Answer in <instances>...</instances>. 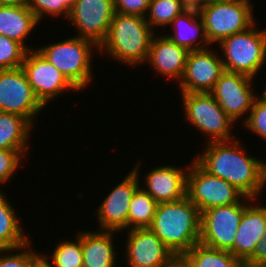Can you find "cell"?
Here are the masks:
<instances>
[{
	"label": "cell",
	"instance_id": "1",
	"mask_svg": "<svg viewBox=\"0 0 266 267\" xmlns=\"http://www.w3.org/2000/svg\"><path fill=\"white\" fill-rule=\"evenodd\" d=\"M234 138L206 141L203 153L196 154L194 160L209 174L229 182L245 197L258 199L266 187V161L247 154L238 138Z\"/></svg>",
	"mask_w": 266,
	"mask_h": 267
},
{
	"label": "cell",
	"instance_id": "2",
	"mask_svg": "<svg viewBox=\"0 0 266 267\" xmlns=\"http://www.w3.org/2000/svg\"><path fill=\"white\" fill-rule=\"evenodd\" d=\"M149 228L180 259L199 243L201 212L187 196L175 202L159 203Z\"/></svg>",
	"mask_w": 266,
	"mask_h": 267
},
{
	"label": "cell",
	"instance_id": "3",
	"mask_svg": "<svg viewBox=\"0 0 266 267\" xmlns=\"http://www.w3.org/2000/svg\"><path fill=\"white\" fill-rule=\"evenodd\" d=\"M157 30H152L145 17L114 13L105 40L98 53L135 67L146 62L151 41Z\"/></svg>",
	"mask_w": 266,
	"mask_h": 267
},
{
	"label": "cell",
	"instance_id": "4",
	"mask_svg": "<svg viewBox=\"0 0 266 267\" xmlns=\"http://www.w3.org/2000/svg\"><path fill=\"white\" fill-rule=\"evenodd\" d=\"M36 49L80 92L91 83L94 75L92 54L99 49L93 41L72 36Z\"/></svg>",
	"mask_w": 266,
	"mask_h": 267
},
{
	"label": "cell",
	"instance_id": "5",
	"mask_svg": "<svg viewBox=\"0 0 266 267\" xmlns=\"http://www.w3.org/2000/svg\"><path fill=\"white\" fill-rule=\"evenodd\" d=\"M221 60L227 71L255 79L266 63V28L259 30L254 23L247 30L224 38L218 44Z\"/></svg>",
	"mask_w": 266,
	"mask_h": 267
},
{
	"label": "cell",
	"instance_id": "6",
	"mask_svg": "<svg viewBox=\"0 0 266 267\" xmlns=\"http://www.w3.org/2000/svg\"><path fill=\"white\" fill-rule=\"evenodd\" d=\"M181 95L186 121L205 135L208 142L234 139L232 128L236 123L219 106L211 93Z\"/></svg>",
	"mask_w": 266,
	"mask_h": 267
},
{
	"label": "cell",
	"instance_id": "7",
	"mask_svg": "<svg viewBox=\"0 0 266 267\" xmlns=\"http://www.w3.org/2000/svg\"><path fill=\"white\" fill-rule=\"evenodd\" d=\"M251 0H227L205 6L202 21L209 44L243 32L255 23Z\"/></svg>",
	"mask_w": 266,
	"mask_h": 267
},
{
	"label": "cell",
	"instance_id": "8",
	"mask_svg": "<svg viewBox=\"0 0 266 267\" xmlns=\"http://www.w3.org/2000/svg\"><path fill=\"white\" fill-rule=\"evenodd\" d=\"M252 200L244 196L238 203L213 207L201 212L199 243L230 252L244 209Z\"/></svg>",
	"mask_w": 266,
	"mask_h": 267
},
{
	"label": "cell",
	"instance_id": "9",
	"mask_svg": "<svg viewBox=\"0 0 266 267\" xmlns=\"http://www.w3.org/2000/svg\"><path fill=\"white\" fill-rule=\"evenodd\" d=\"M186 196L200 212L238 203L244 197L229 182L209 174L194 159L187 171Z\"/></svg>",
	"mask_w": 266,
	"mask_h": 267
},
{
	"label": "cell",
	"instance_id": "10",
	"mask_svg": "<svg viewBox=\"0 0 266 267\" xmlns=\"http://www.w3.org/2000/svg\"><path fill=\"white\" fill-rule=\"evenodd\" d=\"M43 109L22 67L0 70V112L24 117L34 126Z\"/></svg>",
	"mask_w": 266,
	"mask_h": 267
},
{
	"label": "cell",
	"instance_id": "11",
	"mask_svg": "<svg viewBox=\"0 0 266 267\" xmlns=\"http://www.w3.org/2000/svg\"><path fill=\"white\" fill-rule=\"evenodd\" d=\"M28 83L39 101L47 107L56 97L62 96L68 91L79 92V90L48 60H46L37 49L26 53L22 64ZM53 99V100H52Z\"/></svg>",
	"mask_w": 266,
	"mask_h": 267
},
{
	"label": "cell",
	"instance_id": "12",
	"mask_svg": "<svg viewBox=\"0 0 266 267\" xmlns=\"http://www.w3.org/2000/svg\"><path fill=\"white\" fill-rule=\"evenodd\" d=\"M121 180L113 190L103 199L95 213L99 223V230L122 232L128 230L129 204L140 185V164Z\"/></svg>",
	"mask_w": 266,
	"mask_h": 267
},
{
	"label": "cell",
	"instance_id": "13",
	"mask_svg": "<svg viewBox=\"0 0 266 267\" xmlns=\"http://www.w3.org/2000/svg\"><path fill=\"white\" fill-rule=\"evenodd\" d=\"M125 250L129 267H171L178 258L150 228L127 230Z\"/></svg>",
	"mask_w": 266,
	"mask_h": 267
},
{
	"label": "cell",
	"instance_id": "14",
	"mask_svg": "<svg viewBox=\"0 0 266 267\" xmlns=\"http://www.w3.org/2000/svg\"><path fill=\"white\" fill-rule=\"evenodd\" d=\"M114 0H75L68 17L79 38L93 41L98 47L105 40L114 16Z\"/></svg>",
	"mask_w": 266,
	"mask_h": 267
},
{
	"label": "cell",
	"instance_id": "15",
	"mask_svg": "<svg viewBox=\"0 0 266 267\" xmlns=\"http://www.w3.org/2000/svg\"><path fill=\"white\" fill-rule=\"evenodd\" d=\"M254 80L246 75L225 70L210 92L235 123L252 109L257 96L255 91L253 92Z\"/></svg>",
	"mask_w": 266,
	"mask_h": 267
},
{
	"label": "cell",
	"instance_id": "16",
	"mask_svg": "<svg viewBox=\"0 0 266 267\" xmlns=\"http://www.w3.org/2000/svg\"><path fill=\"white\" fill-rule=\"evenodd\" d=\"M210 47L190 51L179 82L181 93H210L225 71L221 56Z\"/></svg>",
	"mask_w": 266,
	"mask_h": 267
},
{
	"label": "cell",
	"instance_id": "17",
	"mask_svg": "<svg viewBox=\"0 0 266 267\" xmlns=\"http://www.w3.org/2000/svg\"><path fill=\"white\" fill-rule=\"evenodd\" d=\"M182 168L173 165L157 166L141 178L145 181L144 187L146 186L142 188L158 204L181 200L186 196L189 165L187 164L185 168L182 166Z\"/></svg>",
	"mask_w": 266,
	"mask_h": 267
},
{
	"label": "cell",
	"instance_id": "18",
	"mask_svg": "<svg viewBox=\"0 0 266 267\" xmlns=\"http://www.w3.org/2000/svg\"><path fill=\"white\" fill-rule=\"evenodd\" d=\"M255 201L260 202L259 199H253L255 206L250 202L245 207L230 251L242 264L253 255L266 232V205Z\"/></svg>",
	"mask_w": 266,
	"mask_h": 267
},
{
	"label": "cell",
	"instance_id": "19",
	"mask_svg": "<svg viewBox=\"0 0 266 267\" xmlns=\"http://www.w3.org/2000/svg\"><path fill=\"white\" fill-rule=\"evenodd\" d=\"M189 50L175 44L165 34L153 36L146 63L165 78L179 84L185 71ZM151 64V65H150Z\"/></svg>",
	"mask_w": 266,
	"mask_h": 267
},
{
	"label": "cell",
	"instance_id": "20",
	"mask_svg": "<svg viewBox=\"0 0 266 267\" xmlns=\"http://www.w3.org/2000/svg\"><path fill=\"white\" fill-rule=\"evenodd\" d=\"M117 231L81 230L83 267H116V245L113 240Z\"/></svg>",
	"mask_w": 266,
	"mask_h": 267
},
{
	"label": "cell",
	"instance_id": "21",
	"mask_svg": "<svg viewBox=\"0 0 266 267\" xmlns=\"http://www.w3.org/2000/svg\"><path fill=\"white\" fill-rule=\"evenodd\" d=\"M38 24L27 6L0 5V34L21 43L28 51L33 47H29L26 40Z\"/></svg>",
	"mask_w": 266,
	"mask_h": 267
},
{
	"label": "cell",
	"instance_id": "22",
	"mask_svg": "<svg viewBox=\"0 0 266 267\" xmlns=\"http://www.w3.org/2000/svg\"><path fill=\"white\" fill-rule=\"evenodd\" d=\"M0 189V249H14L27 244L30 239L20 225L14 205ZM24 231V232H23Z\"/></svg>",
	"mask_w": 266,
	"mask_h": 267
},
{
	"label": "cell",
	"instance_id": "23",
	"mask_svg": "<svg viewBox=\"0 0 266 267\" xmlns=\"http://www.w3.org/2000/svg\"><path fill=\"white\" fill-rule=\"evenodd\" d=\"M170 26L174 33L166 34V36L175 44L185 47L189 51L203 50L211 46L202 20L180 14L172 21Z\"/></svg>",
	"mask_w": 266,
	"mask_h": 267
},
{
	"label": "cell",
	"instance_id": "24",
	"mask_svg": "<svg viewBox=\"0 0 266 267\" xmlns=\"http://www.w3.org/2000/svg\"><path fill=\"white\" fill-rule=\"evenodd\" d=\"M32 128L26 118L0 112V149L28 150Z\"/></svg>",
	"mask_w": 266,
	"mask_h": 267
},
{
	"label": "cell",
	"instance_id": "25",
	"mask_svg": "<svg viewBox=\"0 0 266 267\" xmlns=\"http://www.w3.org/2000/svg\"><path fill=\"white\" fill-rule=\"evenodd\" d=\"M180 260L187 267H244L243 264L228 251L195 244Z\"/></svg>",
	"mask_w": 266,
	"mask_h": 267
},
{
	"label": "cell",
	"instance_id": "26",
	"mask_svg": "<svg viewBox=\"0 0 266 267\" xmlns=\"http://www.w3.org/2000/svg\"><path fill=\"white\" fill-rule=\"evenodd\" d=\"M158 203L142 186L134 193L128 213V230L149 228L153 222Z\"/></svg>",
	"mask_w": 266,
	"mask_h": 267
},
{
	"label": "cell",
	"instance_id": "27",
	"mask_svg": "<svg viewBox=\"0 0 266 267\" xmlns=\"http://www.w3.org/2000/svg\"><path fill=\"white\" fill-rule=\"evenodd\" d=\"M55 245L50 257L42 254V267H83L81 231L77 232L74 241L64 240Z\"/></svg>",
	"mask_w": 266,
	"mask_h": 267
},
{
	"label": "cell",
	"instance_id": "28",
	"mask_svg": "<svg viewBox=\"0 0 266 267\" xmlns=\"http://www.w3.org/2000/svg\"><path fill=\"white\" fill-rule=\"evenodd\" d=\"M31 244L29 241L18 248L0 249V267H42V254L33 250Z\"/></svg>",
	"mask_w": 266,
	"mask_h": 267
},
{
	"label": "cell",
	"instance_id": "29",
	"mask_svg": "<svg viewBox=\"0 0 266 267\" xmlns=\"http://www.w3.org/2000/svg\"><path fill=\"white\" fill-rule=\"evenodd\" d=\"M147 14L145 18L152 30L157 26H170L181 14V4L179 0H150Z\"/></svg>",
	"mask_w": 266,
	"mask_h": 267
},
{
	"label": "cell",
	"instance_id": "30",
	"mask_svg": "<svg viewBox=\"0 0 266 267\" xmlns=\"http://www.w3.org/2000/svg\"><path fill=\"white\" fill-rule=\"evenodd\" d=\"M27 52L21 43L0 34V70L22 67Z\"/></svg>",
	"mask_w": 266,
	"mask_h": 267
},
{
	"label": "cell",
	"instance_id": "31",
	"mask_svg": "<svg viewBox=\"0 0 266 267\" xmlns=\"http://www.w3.org/2000/svg\"><path fill=\"white\" fill-rule=\"evenodd\" d=\"M257 95L252 109L243 119L244 127L266 141V100Z\"/></svg>",
	"mask_w": 266,
	"mask_h": 267
},
{
	"label": "cell",
	"instance_id": "32",
	"mask_svg": "<svg viewBox=\"0 0 266 267\" xmlns=\"http://www.w3.org/2000/svg\"><path fill=\"white\" fill-rule=\"evenodd\" d=\"M27 150L0 149V184L9 182L19 170ZM16 171V172H15Z\"/></svg>",
	"mask_w": 266,
	"mask_h": 267
},
{
	"label": "cell",
	"instance_id": "33",
	"mask_svg": "<svg viewBox=\"0 0 266 267\" xmlns=\"http://www.w3.org/2000/svg\"><path fill=\"white\" fill-rule=\"evenodd\" d=\"M27 7L32 11L40 23L45 15L68 19L70 11L60 3V0H29ZM63 13V14H62Z\"/></svg>",
	"mask_w": 266,
	"mask_h": 267
},
{
	"label": "cell",
	"instance_id": "34",
	"mask_svg": "<svg viewBox=\"0 0 266 267\" xmlns=\"http://www.w3.org/2000/svg\"><path fill=\"white\" fill-rule=\"evenodd\" d=\"M150 0H114V12L146 17Z\"/></svg>",
	"mask_w": 266,
	"mask_h": 267
},
{
	"label": "cell",
	"instance_id": "35",
	"mask_svg": "<svg viewBox=\"0 0 266 267\" xmlns=\"http://www.w3.org/2000/svg\"><path fill=\"white\" fill-rule=\"evenodd\" d=\"M181 14L187 17L202 20L205 5L202 0H179Z\"/></svg>",
	"mask_w": 266,
	"mask_h": 267
},
{
	"label": "cell",
	"instance_id": "36",
	"mask_svg": "<svg viewBox=\"0 0 266 267\" xmlns=\"http://www.w3.org/2000/svg\"><path fill=\"white\" fill-rule=\"evenodd\" d=\"M244 267H266V232L256 245L253 255L243 264Z\"/></svg>",
	"mask_w": 266,
	"mask_h": 267
},
{
	"label": "cell",
	"instance_id": "37",
	"mask_svg": "<svg viewBox=\"0 0 266 267\" xmlns=\"http://www.w3.org/2000/svg\"><path fill=\"white\" fill-rule=\"evenodd\" d=\"M29 0H0V5L27 6Z\"/></svg>",
	"mask_w": 266,
	"mask_h": 267
},
{
	"label": "cell",
	"instance_id": "38",
	"mask_svg": "<svg viewBox=\"0 0 266 267\" xmlns=\"http://www.w3.org/2000/svg\"><path fill=\"white\" fill-rule=\"evenodd\" d=\"M60 3L63 4L70 11L75 3V0H60Z\"/></svg>",
	"mask_w": 266,
	"mask_h": 267
},
{
	"label": "cell",
	"instance_id": "39",
	"mask_svg": "<svg viewBox=\"0 0 266 267\" xmlns=\"http://www.w3.org/2000/svg\"><path fill=\"white\" fill-rule=\"evenodd\" d=\"M224 1H227V0H202L205 6L214 4V3L224 2Z\"/></svg>",
	"mask_w": 266,
	"mask_h": 267
},
{
	"label": "cell",
	"instance_id": "40",
	"mask_svg": "<svg viewBox=\"0 0 266 267\" xmlns=\"http://www.w3.org/2000/svg\"><path fill=\"white\" fill-rule=\"evenodd\" d=\"M171 267H187L180 259H178Z\"/></svg>",
	"mask_w": 266,
	"mask_h": 267
},
{
	"label": "cell",
	"instance_id": "41",
	"mask_svg": "<svg viewBox=\"0 0 266 267\" xmlns=\"http://www.w3.org/2000/svg\"><path fill=\"white\" fill-rule=\"evenodd\" d=\"M264 90L262 91V96H260L261 98L265 99L266 100V84H265V87H263Z\"/></svg>",
	"mask_w": 266,
	"mask_h": 267
}]
</instances>
